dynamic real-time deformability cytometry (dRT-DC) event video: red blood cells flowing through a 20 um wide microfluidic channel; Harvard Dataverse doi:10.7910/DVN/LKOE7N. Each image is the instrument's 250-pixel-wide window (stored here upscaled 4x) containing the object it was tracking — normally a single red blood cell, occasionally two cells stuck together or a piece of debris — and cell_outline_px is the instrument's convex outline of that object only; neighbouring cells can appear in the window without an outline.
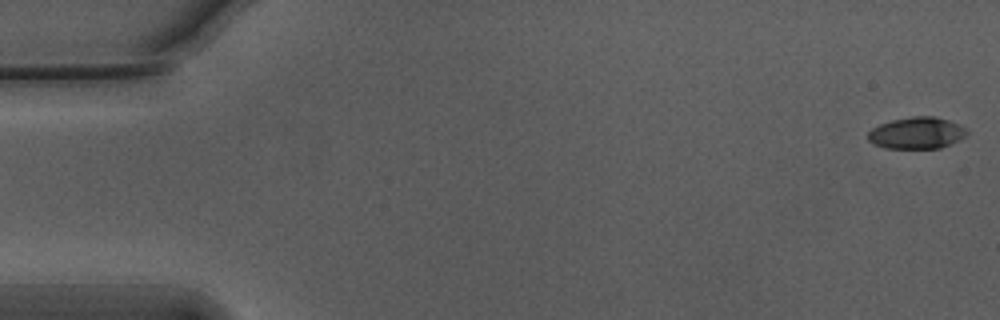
{"species": "Egyptian fruit bat (a non-hibernating species)", "species_latin": "Rousettus aegyptiacus", "temperature_condition": "warm", "stored_images_in_passage": 8, "camera_frame_rate_fps": 3000, "um_per_image_px": 0.085, "animal": {"sex": "male"}, "frame": {"image": 1, "passage_image": 1, "time_ms": 0.0, "image_size_px": [1000, 320], "cell_outline_px": [[968, 132], [960, 140], [940, 148], [884, 148], [872, 144], [868, 140], [868, 132], [872, 128], [880, 124], [892, 120], [912, 116], [932, 116], [948, 120], [960, 124]], "centroid_in_image_um": [77.9, 11.31], "position_along_channel_um": 7.1, "area_um2": 18.26}}